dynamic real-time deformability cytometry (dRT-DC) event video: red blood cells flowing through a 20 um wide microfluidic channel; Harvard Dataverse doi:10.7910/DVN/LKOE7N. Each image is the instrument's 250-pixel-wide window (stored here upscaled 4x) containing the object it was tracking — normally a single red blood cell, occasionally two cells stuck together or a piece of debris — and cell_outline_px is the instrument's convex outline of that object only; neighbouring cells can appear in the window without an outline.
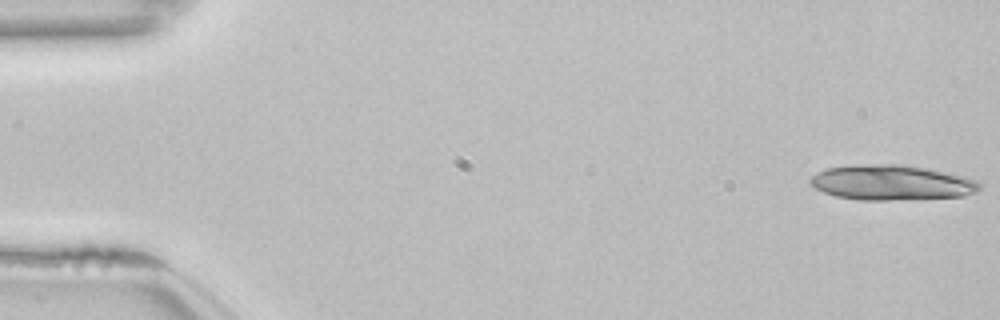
{"species": "common noctule bat (a hibernating species)", "species_latin": "Nyctalus noctula", "temperature_condition": "room temperature", "stored_images_in_passage": 16, "camera_frame_rate_fps": 3000, "um_per_image_px": 0.085, "animal": {"sex": "female", "body_mass_g": 22.7, "forearm_length_mm": 54.2}, "frame": {"image": 1, "passage_image": 1, "time_ms": 0.0, "image_size_px": [1000, 320], "cell_outline_px": [[984, 188], [976, 192], [964, 196], [888, 200], [860, 200], [836, 196], [824, 192], [816, 188], [808, 180], [816, 172], [828, 168], [872, 164], [896, 164], [928, 168], [964, 176], [976, 180]], "centroid_in_image_um": [75.82, 15.52], "position_along_channel_um": 9.2, "area_um2": 34.45}}